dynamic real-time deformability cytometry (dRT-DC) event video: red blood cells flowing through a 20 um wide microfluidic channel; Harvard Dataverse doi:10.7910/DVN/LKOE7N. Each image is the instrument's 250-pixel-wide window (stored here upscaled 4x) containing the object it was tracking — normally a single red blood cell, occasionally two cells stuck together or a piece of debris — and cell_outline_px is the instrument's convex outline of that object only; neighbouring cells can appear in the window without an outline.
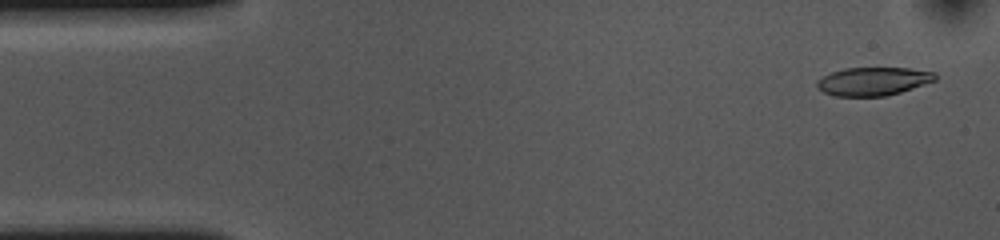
{"species": "common noctule bat (a hibernating species)", "species_latin": "Nyctalus noctula", "temperature_condition": "cold", "stored_images_in_passage": 53, "camera_frame_rate_fps": 3000, "um_per_image_px": 0.085, "animal": {"sex": "female", "body_mass_g": 10.0, "forearm_length_mm": 53.1}, "frame": {"image": 1, "passage_image": 2, "time_ms": 0.333, "image_size_px": [1000, 240], "cell_outline_px": [[936, 80], [900, 92], [884, 96], [836, 96], [824, 92], [816, 88], [816, 80], [832, 72], [844, 68], [908, 68], [936, 72]], "centroid_in_image_um": [74.2, 6.91], "position_along_channel_um": 10.8, "area_um2": 19.42}}
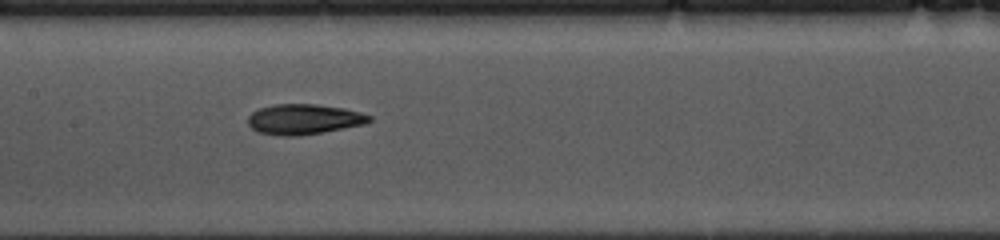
{"frame": {"image": 2, "passage_image": 24, "time_ms": 7.667, "image_size_px": [1000, 240], "cell_outline_px": [[372, 120], [364, 124], [344, 128], [300, 136], [284, 136], [260, 132], [252, 128], [248, 124], [248, 116], [252, 112], [260, 108], [272, 104], [316, 104], [344, 108], [360, 112], [372, 116]], "centroid_in_image_um": [25.83, 10.13], "position_along_channel_um": 181.6, "area_um2": 21.39}}
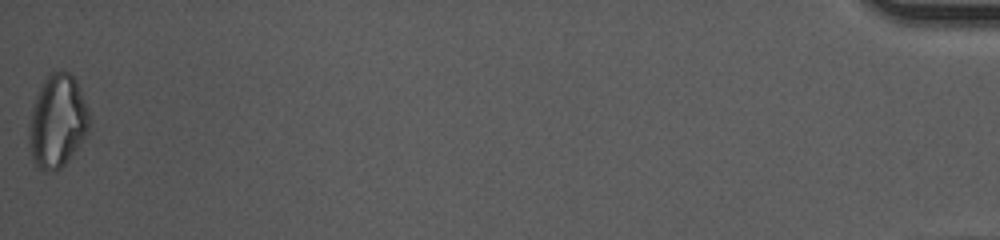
{"frame": {"image": 3, "passage_image": 53, "time_ms": 17.333, "image_size_px": [1000, 240], "cell_outline_px": [[88, 132], [68, 160], [60, 168], [48, 172], [44, 172], [32, 160], [32, 108], [36, 96], [48, 72], [68, 72], [76, 80], [80, 88], [88, 108]], "centroid_in_image_um": [4.92, 10.28], "position_along_channel_um": 430.3, "area_um2": 31.56}, "authors_computed_cell_mechanics": {"area_um2": 21.2704, "velocity_mm_per_s": 3.656, "shape_relaxation_time_tau1_ms": 6.5287, "shape_relaxation_time_tau2_ms": 2.9828, "deformation_change_tau1": 0.1732, "deformation_change_tau2": 0.1071}}